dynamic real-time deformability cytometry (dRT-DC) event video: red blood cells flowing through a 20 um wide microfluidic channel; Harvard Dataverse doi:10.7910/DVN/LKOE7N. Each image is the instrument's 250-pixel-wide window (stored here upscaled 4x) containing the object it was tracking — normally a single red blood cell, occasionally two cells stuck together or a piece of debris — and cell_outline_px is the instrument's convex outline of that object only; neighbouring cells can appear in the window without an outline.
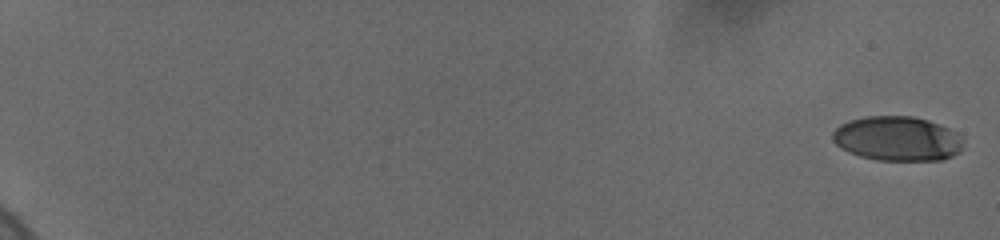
{"species": "human", "species_latin": "Homo sapiens", "temperature_condition": "cold", "stored_images_in_passage": 16, "camera_frame_rate_fps": 3000, "um_per_image_px": 0.085, "donor": {"sex": "female"}, "frame": {"image": 1, "passage_image": 1, "time_ms": 0.0, "image_size_px": [1000, 240], "cell_outline_px": [[960, 152], [952, 156], [940, 160], [876, 160], [860, 156], [848, 152], [836, 144], [832, 140], [832, 132], [840, 124], [848, 120], [864, 116], [912, 116], [928, 120], [940, 124], [956, 132], [960, 140]], "centroid_in_image_um": [76.22, 11.77], "position_along_channel_um": 8.8, "area_um2": 33.87}}
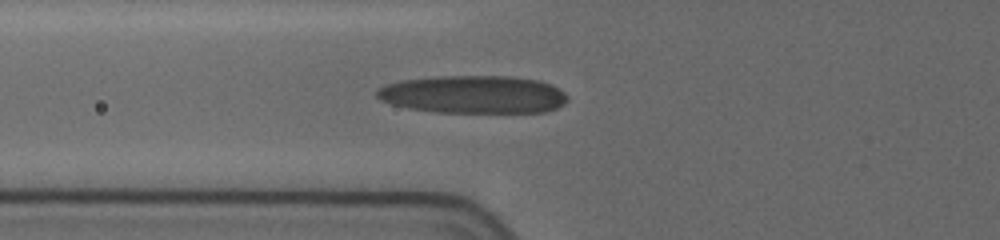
{"frame": {"image": 2, "passage_image": 14, "time_ms": 8.333, "image_size_px": [1000, 240], "cell_outline_px": [[568, 100], [564, 104], [556, 108], [544, 112], [436, 112], [408, 108], [392, 104], [380, 100], [376, 96], [376, 88], [400, 80], [440, 76], [512, 76], [536, 80], [552, 84], [564, 92], [568, 96]], "centroid_in_image_um": [40.24, 8.02], "position_along_channel_um": 85.6, "area_um2": 42.19}}
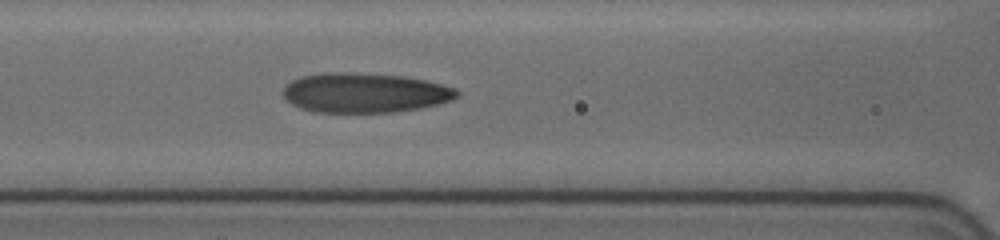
{"frame": {"image": 3, "passage_image": 16, "time_ms": 9.667, "image_size_px": [1000, 240], "cell_outline_px": [[460, 96], [452, 100], [420, 108], [392, 112], [312, 112], [300, 108], [292, 104], [280, 92], [284, 84], [300, 76], [324, 72], [344, 72], [404, 76], [424, 80], [456, 88], [460, 92]], "centroid_in_image_um": [30.96, 7.88], "position_along_channel_um": 135.6, "area_um2": 40.46}}